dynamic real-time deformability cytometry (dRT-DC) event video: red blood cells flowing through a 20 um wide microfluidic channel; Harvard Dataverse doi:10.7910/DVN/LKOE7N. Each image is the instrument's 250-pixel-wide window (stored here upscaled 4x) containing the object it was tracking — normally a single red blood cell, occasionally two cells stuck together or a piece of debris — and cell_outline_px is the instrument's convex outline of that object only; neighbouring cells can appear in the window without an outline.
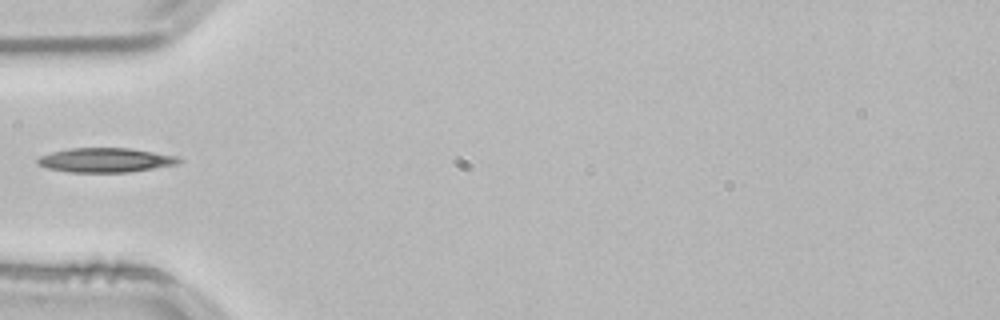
{"species": "common noctule bat (a hibernating species)", "species_latin": "Nyctalus noctula", "temperature_condition": "room temperature", "stored_images_in_passage": 36, "camera_frame_rate_fps": 3000, "um_per_image_px": 0.085, "animal": {"sex": "male", "body_mass_g": 21.5, "forearm_length_mm": 52.0}, "frame": {"image": 1, "passage_image": 1, "time_ms": 0.0, "image_size_px": [1000, 320], "cell_outline_px": [[184, 160], [176, 164], [128, 172], [72, 172], [48, 168], [36, 164], [36, 160], [40, 156], [52, 152], [72, 148], [128, 148], [176, 156]], "centroid_in_image_um": [8.94, 13.61], "position_along_channel_um": 76.1, "area_um2": 19.77}}
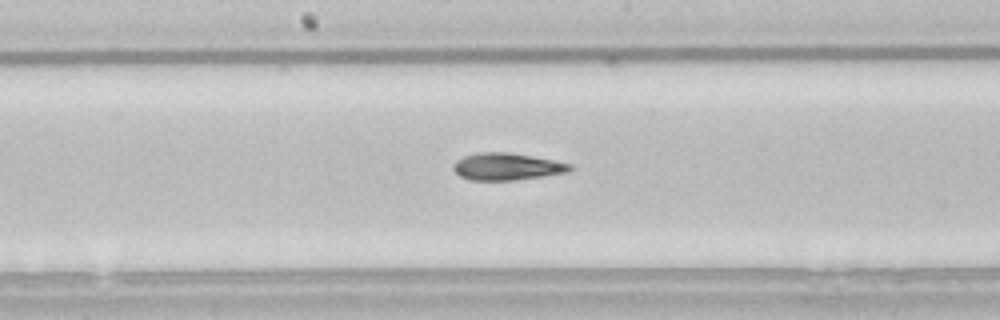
{"frame": {"image": 2, "passage_image": 11, "time_ms": 3.333, "image_size_px": [1000, 320], "cell_outline_px": [[576, 168], [568, 172], [544, 176], [516, 180], [472, 180], [460, 176], [452, 168], [452, 164], [456, 160], [464, 156], [476, 152], [508, 152], [532, 156], [572, 164]], "centroid_in_image_um": [43.09, 14.16], "position_along_channel_um": 205.1, "area_um2": 18.55}}
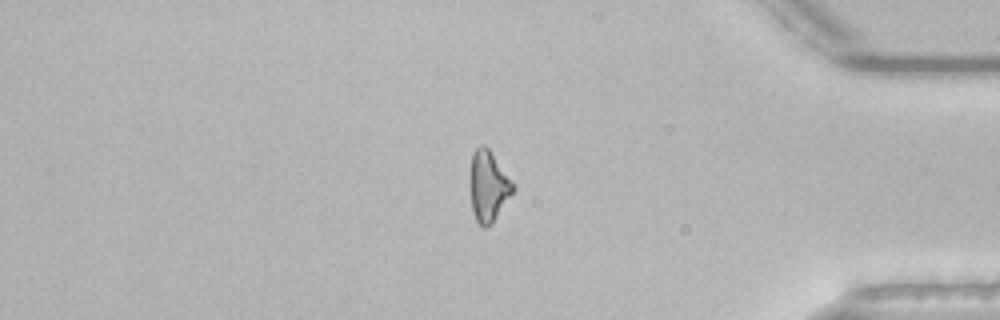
{"frame": {"image": 3, "passage_image": 28, "time_ms": 9.0, "image_size_px": [1000, 320], "cell_outline_px": [[516, 188], [492, 224], [484, 228], [476, 220], [472, 212], [472, 152], [480, 144], [484, 144], [488, 148]], "centroid_in_image_um": [41.53, 15.85], "position_along_channel_um": 393.7, "area_um2": 17.05}}